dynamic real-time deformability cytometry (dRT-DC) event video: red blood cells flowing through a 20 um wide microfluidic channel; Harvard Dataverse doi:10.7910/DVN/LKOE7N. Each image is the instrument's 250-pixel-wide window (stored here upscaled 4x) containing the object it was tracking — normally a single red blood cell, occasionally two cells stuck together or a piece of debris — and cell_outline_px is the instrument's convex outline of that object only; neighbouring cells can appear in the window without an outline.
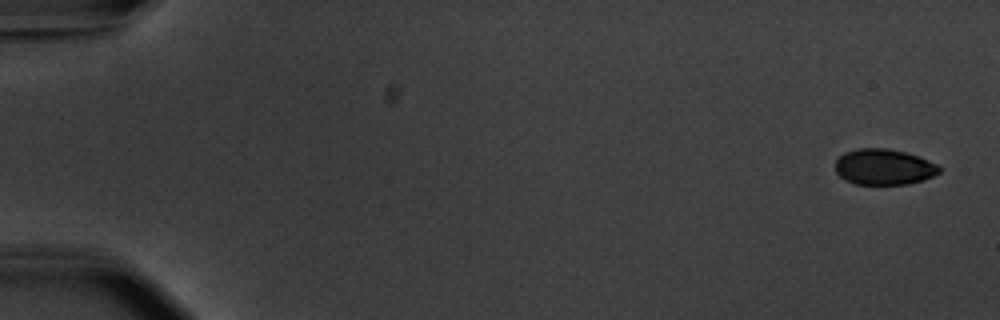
{"species": "common noctule bat (a hibernating species)", "species_latin": "Nyctalus noctula", "temperature_condition": "warm", "stored_images_in_passage": 54, "camera_frame_rate_fps": 3000, "um_per_image_px": 0.085, "animal": {"sex": "male", "body_mass_g": 20.1, "forearm_length_mm": 53.5}, "frame": {"image": 1, "passage_image": 1, "time_ms": 0.0, "image_size_px": [1000, 320], "cell_outline_px": [[940, 172], [924, 180], [908, 184], [856, 184], [844, 180], [836, 172], [836, 160], [844, 152], [860, 148], [884, 148], [908, 152], [920, 156], [936, 164], [940, 168]], "centroid_in_image_um": [75.13, 14.18], "position_along_channel_um": 9.9, "area_um2": 21.79}}
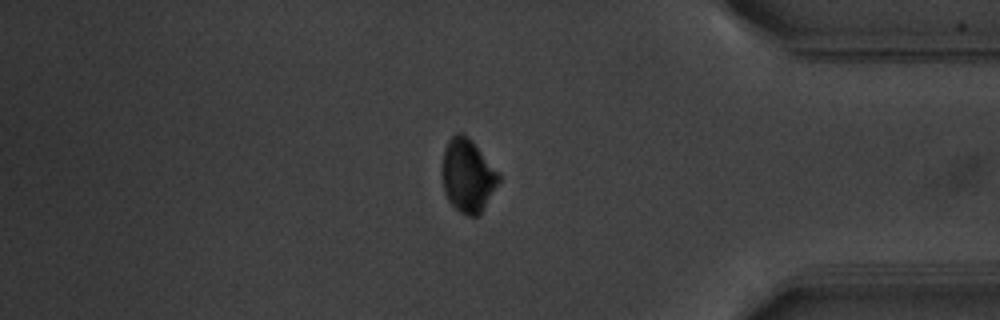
{"frame": {"image": 2, "passage_image": 46, "time_ms": 15.0, "image_size_px": [1000, 320], "cell_outline_px": [[500, 180], [480, 216], [468, 216], [460, 212], [448, 200], [444, 192], [444, 148], [448, 140], [456, 132], [460, 132], [472, 140], [500, 172]], "centroid_in_image_um": [39.8, 14.93], "position_along_channel_um": 395.4, "area_um2": 24.04}}
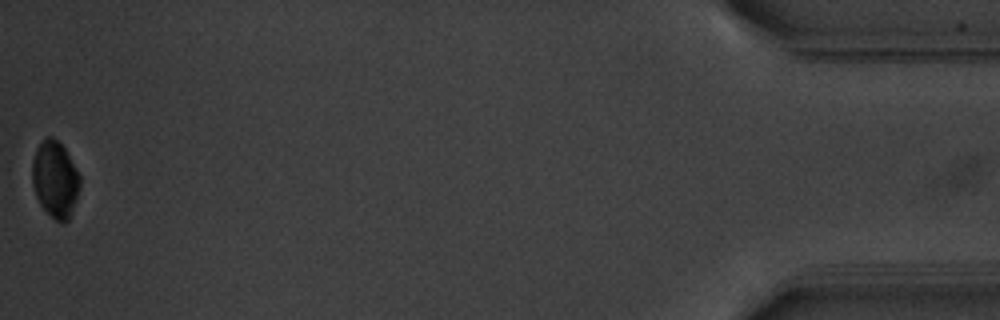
{"frame": {"image": 3, "passage_image": 54, "time_ms": 17.667, "image_size_px": [1000, 320], "cell_outline_px": [[80, 188], [68, 220], [64, 224], [60, 224], [40, 204], [36, 196], [32, 184], [32, 160], [36, 148], [48, 136], [52, 136], [64, 148], [80, 176]], "centroid_in_image_um": [4.67, 15.26], "position_along_channel_um": 430.5, "area_um2": 21.04}, "authors_computed_cell_mechanics": {"area_um2": 25.2008, "velocity_mm_per_s": 3.7423, "shape_relaxation_time_tau1_ms": 2.3999, "shape_relaxation_time_tau2_ms": null, "deformation_change_tau1": 0.0981, "deformation_change_tau2": null}}